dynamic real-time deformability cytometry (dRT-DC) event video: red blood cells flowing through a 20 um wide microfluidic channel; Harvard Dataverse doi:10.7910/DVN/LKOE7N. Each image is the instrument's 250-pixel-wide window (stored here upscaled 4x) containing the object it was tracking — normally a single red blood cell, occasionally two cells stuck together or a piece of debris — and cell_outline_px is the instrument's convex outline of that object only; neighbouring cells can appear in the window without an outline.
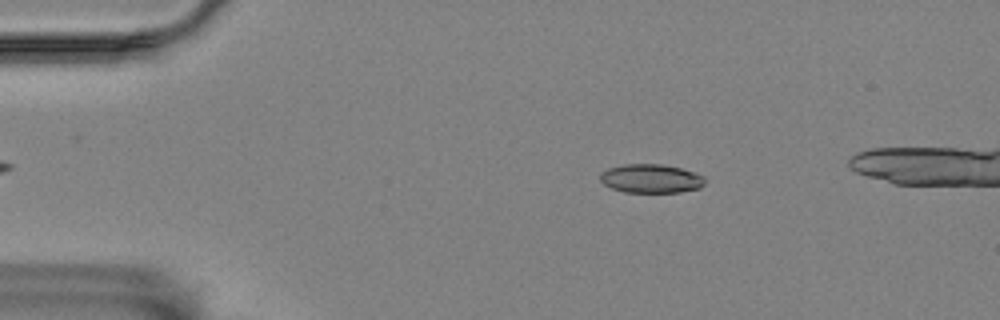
{"species": "Egyptian fruit bat (a non-hibernating species)", "species_latin": "Rousettus aegyptiacus", "temperature_condition": "room temperature", "stored_images_in_passage": 5, "camera_frame_rate_fps": 3000, "um_per_image_px": 0.085, "animal": {"sex": "female"}, "frame": {"image": 1, "passage_image": 1, "time_ms": 0.0, "image_size_px": [1000, 320], "cell_outline_px": [[704, 184], [700, 188], [680, 192], [624, 192], [612, 188], [604, 184], [600, 180], [600, 172], [608, 168], [624, 164], [660, 164], [680, 168], [704, 176]], "centroid_in_image_um": [55.31, 15.18], "position_along_channel_um": 29.7, "area_um2": 17.51}}
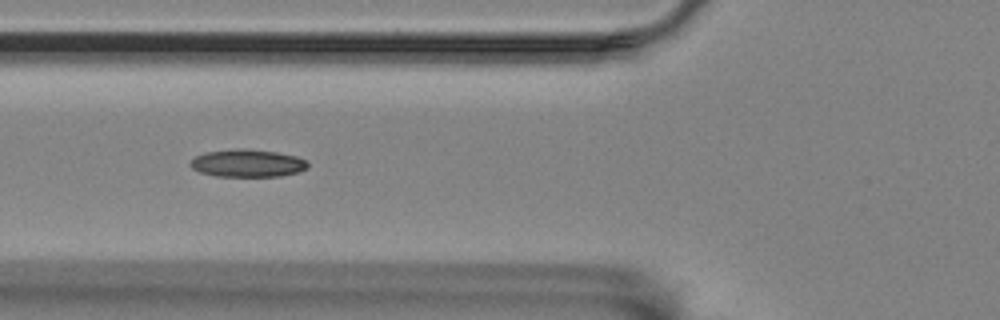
{"frame": {"image": 2, "passage_image": 4, "time_ms": 3.667, "image_size_px": [1000, 320], "cell_outline_px": [[308, 168], [296, 172], [280, 176], [216, 176], [200, 172], [192, 168], [192, 160], [196, 156], [204, 152], [236, 148], [244, 148], [276, 152], [296, 156], [304, 160], [308, 164]], "centroid_in_image_um": [21.03, 13.86], "position_along_channel_um": 104.8, "area_um2": 18.73}}
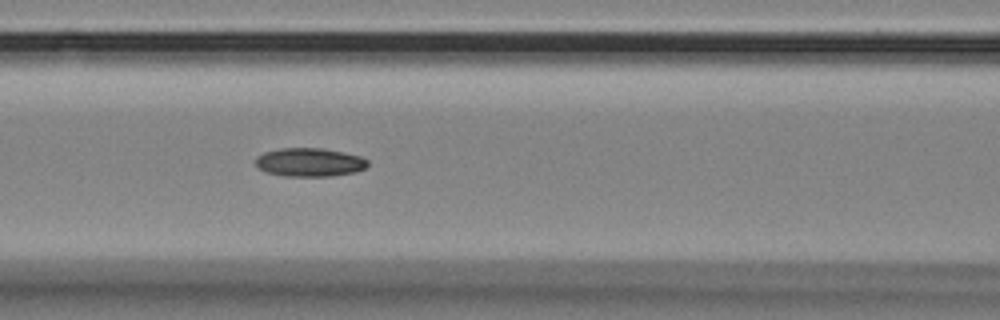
{"frame": {"image": 3, "passage_image": 5, "time_ms": 4.667, "image_size_px": [1000, 320], "cell_outline_px": [[368, 164], [364, 168], [356, 172], [332, 176], [284, 176], [268, 172], [260, 168], [256, 164], [256, 156], [264, 152], [280, 148], [320, 148], [344, 152], [360, 156], [368, 160]], "centroid_in_image_um": [26.33, 13.79], "position_along_channel_um": 140.3, "area_um2": 18.61}}